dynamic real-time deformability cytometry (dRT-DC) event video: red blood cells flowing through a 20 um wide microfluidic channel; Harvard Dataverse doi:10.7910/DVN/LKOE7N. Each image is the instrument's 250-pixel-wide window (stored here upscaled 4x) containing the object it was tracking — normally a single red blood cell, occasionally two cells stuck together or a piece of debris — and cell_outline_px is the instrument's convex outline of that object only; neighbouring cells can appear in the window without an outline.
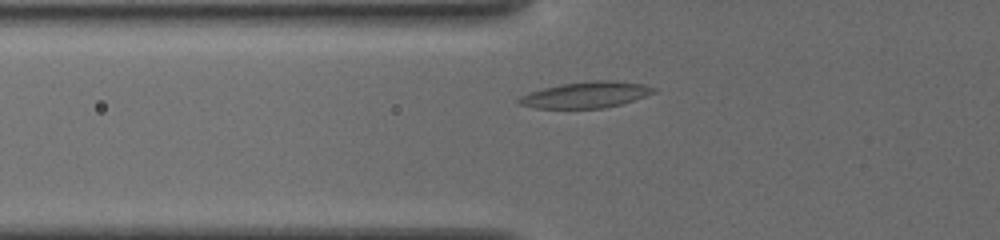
{"species": "common noctule bat (a hibernating species)", "species_latin": "Nyctalus noctula", "temperature_condition": "cold", "stored_images_in_passage": 5, "camera_frame_rate_fps": 3000, "um_per_image_px": 0.085, "animal": {"sex": "female", "body_mass_g": 19.5, "forearm_length_mm": 54.1}, "frame": {"image": 1, "passage_image": 5, "time_ms": 3.333, "image_size_px": [1000, 240], "cell_outline_px": [[656, 92], [620, 104], [604, 108], [536, 108], [520, 104], [516, 100], [520, 96], [528, 92], [560, 84], [592, 80], [612, 80], [644, 84], [656, 88]], "centroid_in_image_um": [49.79, 8.05], "position_along_channel_um": 76.0, "area_um2": 20.46}}